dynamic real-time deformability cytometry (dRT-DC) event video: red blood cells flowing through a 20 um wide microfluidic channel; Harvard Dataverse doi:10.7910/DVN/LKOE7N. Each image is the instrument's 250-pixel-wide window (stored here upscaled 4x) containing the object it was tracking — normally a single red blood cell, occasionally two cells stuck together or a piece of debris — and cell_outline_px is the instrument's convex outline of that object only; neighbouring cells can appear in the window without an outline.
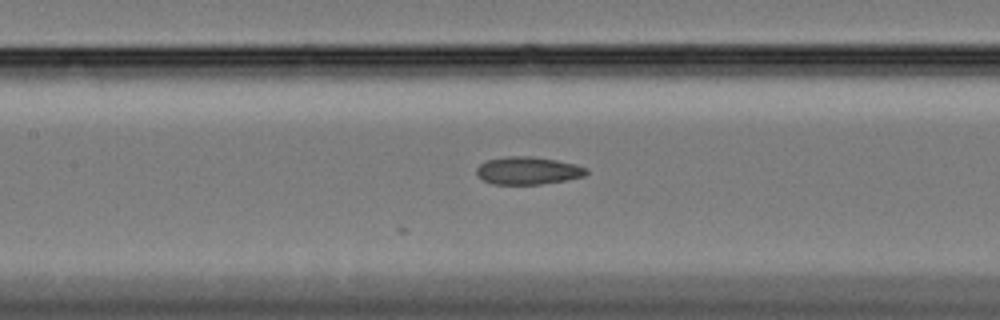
{"species": "Egyptian fruit bat (a non-hibernating species)", "species_latin": "Rousettus aegyptiacus", "temperature_condition": "cold", "stored_images_in_passage": 11, "camera_frame_rate_fps": 3000, "um_per_image_px": 0.085, "animal": {"sex": "female"}, "frame": {"image": 1, "passage_image": 11, "time_ms": 3.333, "image_size_px": [1000, 320], "cell_outline_px": [[588, 172], [584, 176], [564, 180], [540, 184], [492, 184], [484, 180], [476, 172], [476, 168], [480, 164], [488, 160], [504, 156], [532, 156], [556, 160], [576, 164], [588, 168]], "centroid_in_image_um": [44.88, 14.49], "position_along_channel_um": 162.5, "area_um2": 17.63}}